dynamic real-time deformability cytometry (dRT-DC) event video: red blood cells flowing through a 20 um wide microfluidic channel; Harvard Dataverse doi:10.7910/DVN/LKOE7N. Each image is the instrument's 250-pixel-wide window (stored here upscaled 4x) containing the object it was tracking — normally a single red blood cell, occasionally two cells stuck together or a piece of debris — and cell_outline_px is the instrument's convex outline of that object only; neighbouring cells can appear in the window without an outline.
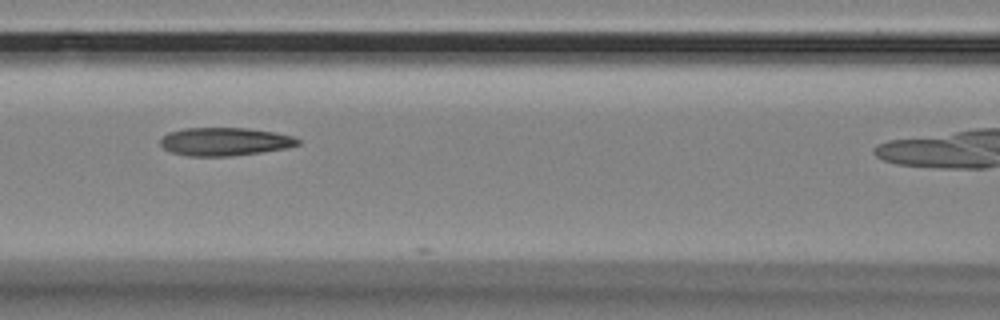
{"species": "Egyptian fruit bat (a non-hibernating species)", "species_latin": "Rousettus aegyptiacus", "temperature_condition": "room temperature", "stored_images_in_passage": 31, "camera_frame_rate_fps": 3000, "um_per_image_px": 0.085, "animal": {"sex": "female"}, "frame": {"image": 1, "passage_image": 9, "time_ms": 2.667, "image_size_px": [1000, 320], "cell_outline_px": [[300, 144], [288, 148], [260, 152], [228, 156], [188, 156], [172, 152], [164, 148], [160, 144], [160, 140], [168, 132], [184, 128], [248, 128], [276, 132], [292, 136], [300, 140]], "centroid_in_image_um": [19.12, 12.03], "position_along_channel_um": 147.5, "area_um2": 22.54}}
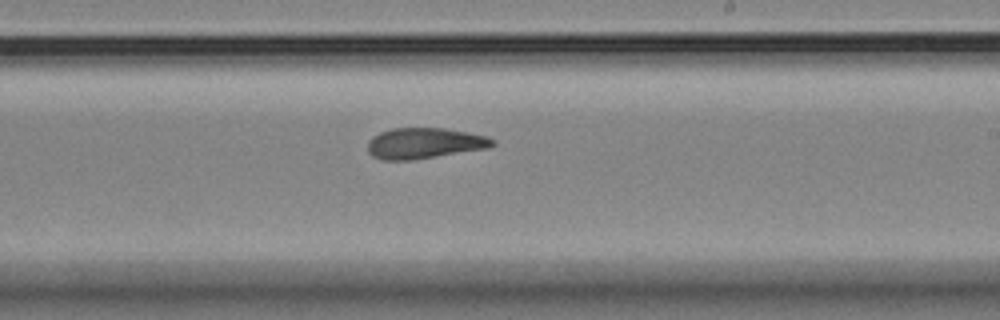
{"frame": {"image": 2, "passage_image": 18, "time_ms": 5.667, "image_size_px": [1000, 320], "cell_outline_px": [[496, 144], [488, 148], [412, 160], [380, 160], [372, 156], [368, 152], [368, 140], [372, 136], [380, 132], [392, 128], [444, 128], [468, 132], [488, 136], [496, 140]], "centroid_in_image_um": [36.07, 12.17], "position_along_channel_um": 252.9, "area_um2": 22.6}}
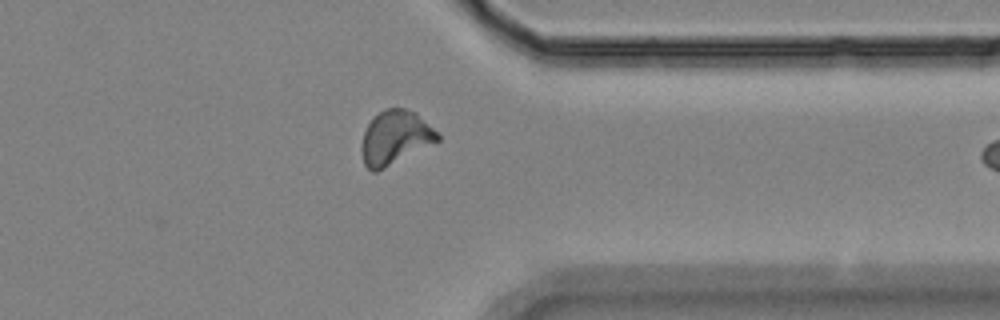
{"frame": {"image": 3, "passage_image": 29, "time_ms": 9.333, "image_size_px": [1000, 320], "cell_outline_px": [[440, 140], [376, 172], [372, 172], [364, 164], [360, 148], [364, 132], [372, 116], [384, 108], [404, 108], [416, 112], [440, 132]], "centroid_in_image_um": [33.59, 11.67], "position_along_channel_um": 377.8, "area_um2": 24.1}}